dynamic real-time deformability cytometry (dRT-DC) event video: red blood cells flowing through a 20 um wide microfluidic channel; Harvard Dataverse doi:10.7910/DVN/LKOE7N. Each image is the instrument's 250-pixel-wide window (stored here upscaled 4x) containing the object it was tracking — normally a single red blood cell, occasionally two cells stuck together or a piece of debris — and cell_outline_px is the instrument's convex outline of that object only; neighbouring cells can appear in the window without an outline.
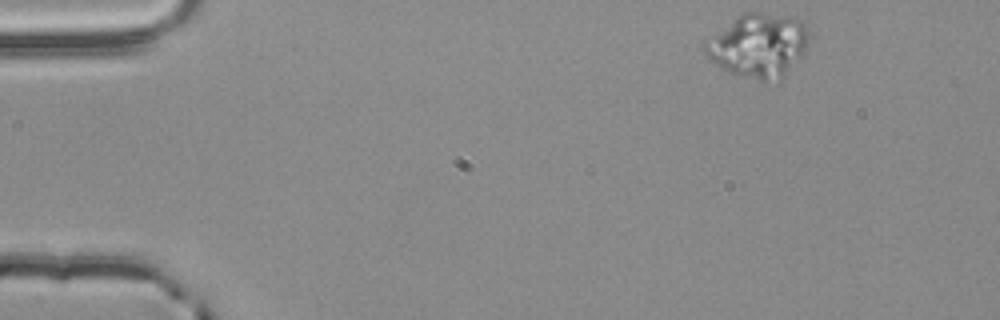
{"species": "common noctule bat (a hibernating species)", "species_latin": "Nyctalus noctula", "temperature_condition": "room temperature", "stored_images_in_passage": 12, "camera_frame_rate_fps": 3000, "um_per_image_px": 0.085, "animal": {"sex": "male", "body_mass_g": 20.4}, "frame": {"image": 1, "passage_image": 1, "time_ms": 0.0, "image_size_px": [1000, 320], "cell_outline_px": [[808, 40], [800, 56], [784, 76], [780, 80], [760, 80], [728, 72], [720, 68], [708, 60], [704, 52], [704, 40], [744, 12], [760, 12], [792, 16], [804, 20], [808, 28]], "centroid_in_image_um": [64.44, 3.84], "position_along_channel_um": 20.6, "area_um2": 38.61}}